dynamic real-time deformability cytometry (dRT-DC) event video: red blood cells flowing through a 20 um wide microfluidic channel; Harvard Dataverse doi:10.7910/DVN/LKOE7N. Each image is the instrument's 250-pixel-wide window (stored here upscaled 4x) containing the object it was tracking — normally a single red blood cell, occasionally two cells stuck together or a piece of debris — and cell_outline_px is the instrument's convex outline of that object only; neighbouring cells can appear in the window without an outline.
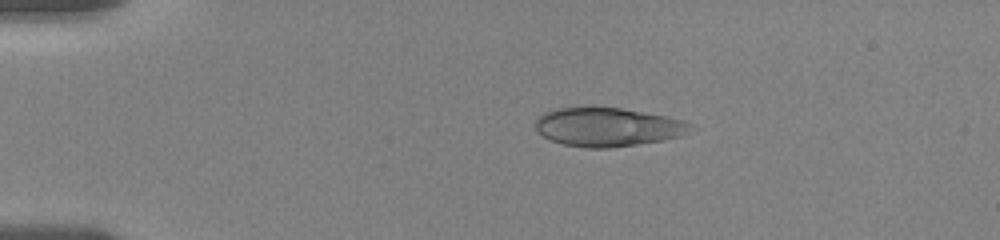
{"species": "human", "species_latin": "Homo sapiens", "temperature_condition": "room temperature", "stored_images_in_passage": 48, "camera_frame_rate_fps": 3000, "um_per_image_px": 0.085, "donor": {"sex": "female"}, "frame": {"image": 1, "passage_image": 7, "time_ms": 3.0, "image_size_px": [1000, 240], "cell_outline_px": [[696, 128], [680, 136], [660, 140], [636, 144], [608, 148], [584, 148], [564, 144], [552, 140], [544, 136], [536, 128], [536, 116], [544, 112], [560, 108], [620, 108], [668, 116], [684, 120], [692, 124]], "centroid_in_image_um": [51.69, 10.8], "position_along_channel_um": 33.3, "area_um2": 34.74}}
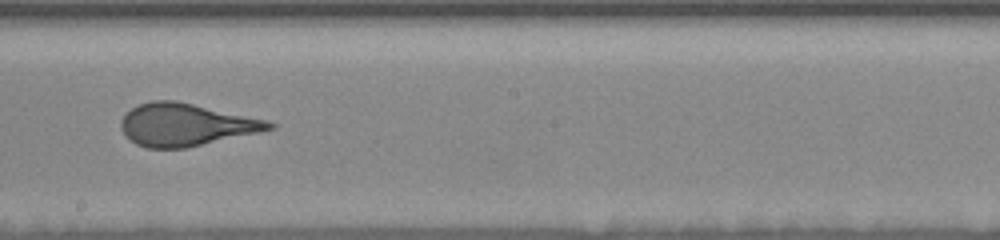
{"frame": {"image": 2, "passage_image": 28, "time_ms": 10.0, "image_size_px": [1000, 240], "cell_outline_px": [[276, 128], [260, 132], [184, 148], [148, 148], [136, 144], [128, 140], [120, 128], [120, 120], [124, 112], [140, 104], [152, 100], [176, 100], [268, 120], [276, 124]], "centroid_in_image_um": [15.76, 10.59], "position_along_channel_um": 232.4, "area_um2": 36.82}}
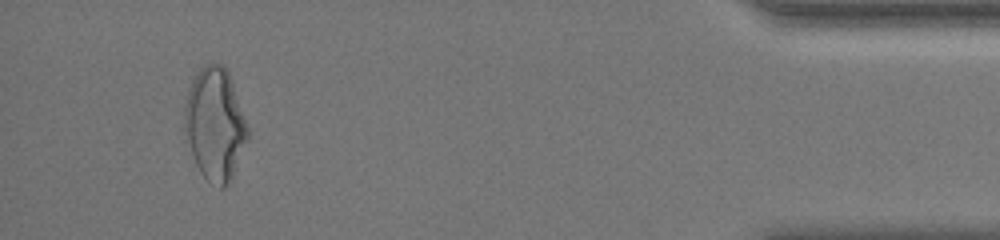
{"frame": {"image": 3, "passage_image": 47, "time_ms": 16.667, "image_size_px": [1000, 240], "cell_outline_px": [[248, 140], [232, 180], [224, 188], [220, 188], [208, 180], [200, 172], [196, 164], [184, 128], [184, 108], [188, 88], [196, 72], [204, 64], [224, 64], [228, 72], [248, 128]], "centroid_in_image_um": [18.27, 10.56], "position_along_channel_um": 416.9, "area_um2": 41.15}, "authors_computed_cell_mechanics": {"area_um2": 36.5585, "velocity_mm_per_s": 3.6244, "shape_relaxation_time_tau1_ms": 5.0284, "shape_relaxation_time_tau2_ms": null, "deformation_change_tau1": 0.1603, "deformation_change_tau2": null}}